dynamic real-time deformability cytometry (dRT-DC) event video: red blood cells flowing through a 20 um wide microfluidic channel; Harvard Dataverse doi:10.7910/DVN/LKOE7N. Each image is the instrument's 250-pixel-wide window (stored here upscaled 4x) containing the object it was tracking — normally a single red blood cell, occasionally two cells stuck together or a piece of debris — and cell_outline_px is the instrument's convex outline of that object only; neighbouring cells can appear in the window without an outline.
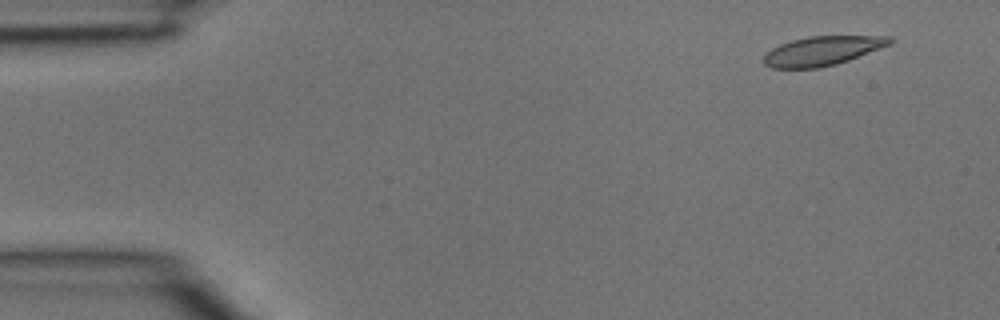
{"species": "common noctule bat (a hibernating species)", "species_latin": "Nyctalus noctula", "temperature_condition": "room temperature", "stored_images_in_passage": 3, "camera_frame_rate_fps": 3000, "um_per_image_px": 0.085, "animal": {"sex": "male", "body_mass_g": 15.6}, "frame": {"image": 1, "passage_image": 1, "time_ms": 0.0, "image_size_px": [1000, 320], "cell_outline_px": [[896, 40], [892, 44], [848, 60], [836, 64], [820, 68], [772, 68], [764, 64], [764, 56], [772, 48], [780, 44], [792, 40], [808, 36], [892, 36]], "centroid_in_image_um": [69.94, 4.31], "position_along_channel_um": 15.1, "area_um2": 21.5}}